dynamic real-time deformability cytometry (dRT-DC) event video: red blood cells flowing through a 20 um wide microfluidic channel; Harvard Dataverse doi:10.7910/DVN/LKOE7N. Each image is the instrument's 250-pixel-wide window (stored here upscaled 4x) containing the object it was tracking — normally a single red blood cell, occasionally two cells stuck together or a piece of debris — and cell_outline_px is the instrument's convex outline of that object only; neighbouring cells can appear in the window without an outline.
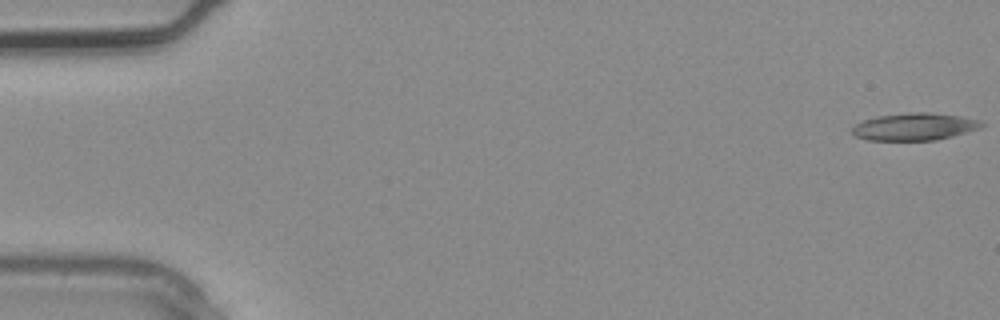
{"species": "common noctule bat (a hibernating species)", "species_latin": "Nyctalus noctula", "temperature_condition": "warm", "stored_images_in_passage": 3, "camera_frame_rate_fps": 3000, "um_per_image_px": 0.085, "animal": {"sex": "male", "body_mass_g": 20.4}, "frame": {"image": 1, "passage_image": 1, "time_ms": 0.0, "image_size_px": [1000, 320], "cell_outline_px": [[984, 124], [980, 128], [952, 136], [936, 140], [868, 140], [856, 136], [852, 132], [852, 128], [856, 124], [864, 120], [876, 116], [912, 112], [932, 112], [960, 116], [980, 120]], "centroid_in_image_um": [77.74, 10.76], "position_along_channel_um": 7.3, "area_um2": 20.52}}